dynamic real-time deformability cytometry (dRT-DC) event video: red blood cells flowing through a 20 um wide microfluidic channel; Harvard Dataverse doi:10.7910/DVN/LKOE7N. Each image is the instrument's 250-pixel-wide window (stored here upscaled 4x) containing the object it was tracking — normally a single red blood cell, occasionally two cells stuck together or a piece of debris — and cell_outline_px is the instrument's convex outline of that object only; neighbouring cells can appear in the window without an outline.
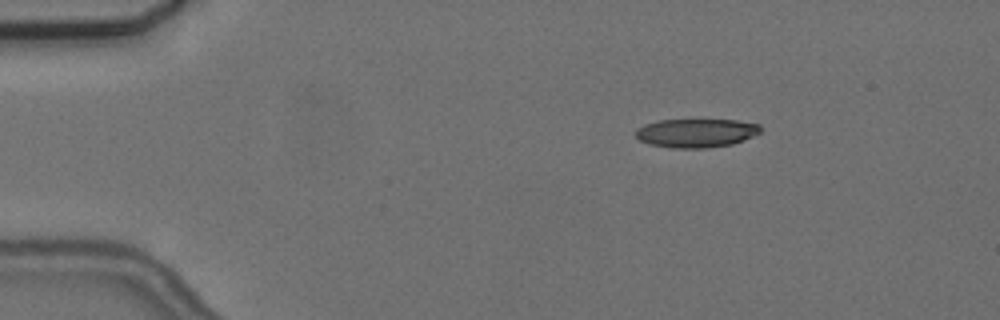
{"species": "common noctule bat (a hibernating species)", "species_latin": "Nyctalus noctula", "temperature_condition": "cold", "stored_images_in_passage": 4, "camera_frame_rate_fps": 3000, "um_per_image_px": 0.085, "animal": {"sex": "female", "body_mass_g": 24.6, "forearm_length_mm": 56.2}, "frame": {"image": 1, "passage_image": 2, "time_ms": 2.0, "image_size_px": [1000, 320], "cell_outline_px": [[760, 132], [744, 140], [732, 144], [704, 148], [672, 148], [648, 144], [640, 140], [636, 136], [636, 128], [644, 124], [660, 120], [736, 120], [760, 124]], "centroid_in_image_um": [59.15, 11.3], "position_along_channel_um": 25.8, "area_um2": 20.87}}